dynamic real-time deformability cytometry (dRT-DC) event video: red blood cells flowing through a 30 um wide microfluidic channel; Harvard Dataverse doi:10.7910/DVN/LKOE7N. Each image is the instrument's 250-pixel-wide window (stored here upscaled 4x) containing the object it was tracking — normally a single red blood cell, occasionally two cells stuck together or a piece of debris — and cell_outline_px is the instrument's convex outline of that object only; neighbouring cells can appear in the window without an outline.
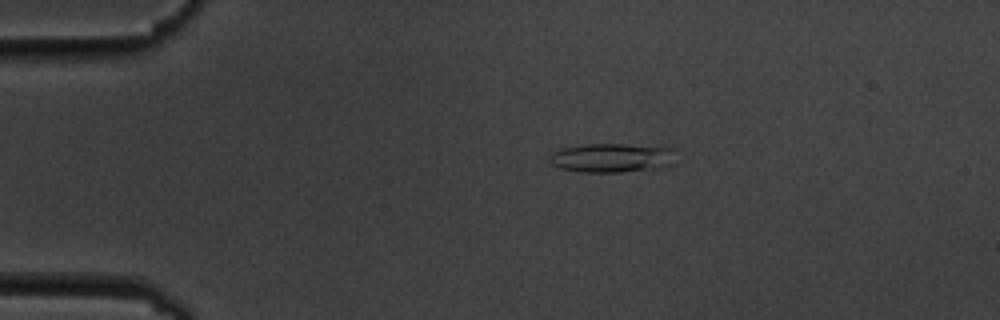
{"species": "common noctule bat (a hibernating species)", "species_latin": "Nyctalus noctula", "temperature_condition": "cold", "stored_images_in_passage": 6, "camera_frame_rate_fps": 3000, "um_per_image_px": 0.085, "animal": {"sex": "male", "body_mass_g": 19.5, "forearm_length_mm": 54.6}, "frame": {"image": 1, "passage_image": 4, "time_ms": 3.667, "image_size_px": [1000, 320], "cell_outline_px": [[676, 164], [656, 168], [620, 172], [584, 172], [560, 168], [552, 164], [548, 160], [552, 152], [564, 148], [584, 144], [660, 144], [668, 148]], "centroid_in_image_um": [52.03, 13.4], "position_along_channel_um": 33.0, "area_um2": 21.56}}